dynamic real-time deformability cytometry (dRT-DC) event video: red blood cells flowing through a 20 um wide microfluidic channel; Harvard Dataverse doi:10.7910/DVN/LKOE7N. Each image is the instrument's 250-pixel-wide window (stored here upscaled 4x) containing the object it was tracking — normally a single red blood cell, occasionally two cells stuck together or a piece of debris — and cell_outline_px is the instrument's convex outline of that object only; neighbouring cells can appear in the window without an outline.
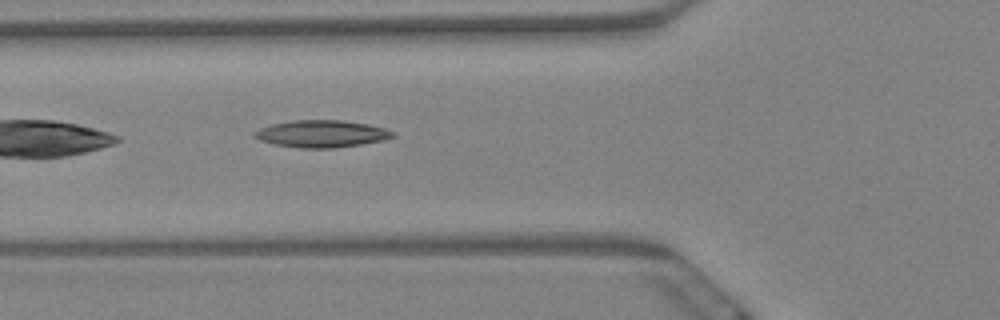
{"species": "Egyptian fruit bat (a non-hibernating species)", "species_latin": "Rousettus aegyptiacus", "temperature_condition": "warm", "stored_images_in_passage": 2, "camera_frame_rate_fps": 3000, "um_per_image_px": 0.085, "animal": {"sex": "female"}, "frame": {"image": 1, "passage_image": 2, "time_ms": 0.333, "image_size_px": [1000, 320], "cell_outline_px": [[396, 136], [384, 140], [336, 148], [300, 148], [272, 144], [260, 140], [252, 136], [252, 132], [260, 128], [272, 124], [292, 120], [344, 120], [368, 124], [384, 128], [396, 132]], "centroid_in_image_um": [27.33, 11.37], "position_along_channel_um": 98.5, "area_um2": 22.08}}